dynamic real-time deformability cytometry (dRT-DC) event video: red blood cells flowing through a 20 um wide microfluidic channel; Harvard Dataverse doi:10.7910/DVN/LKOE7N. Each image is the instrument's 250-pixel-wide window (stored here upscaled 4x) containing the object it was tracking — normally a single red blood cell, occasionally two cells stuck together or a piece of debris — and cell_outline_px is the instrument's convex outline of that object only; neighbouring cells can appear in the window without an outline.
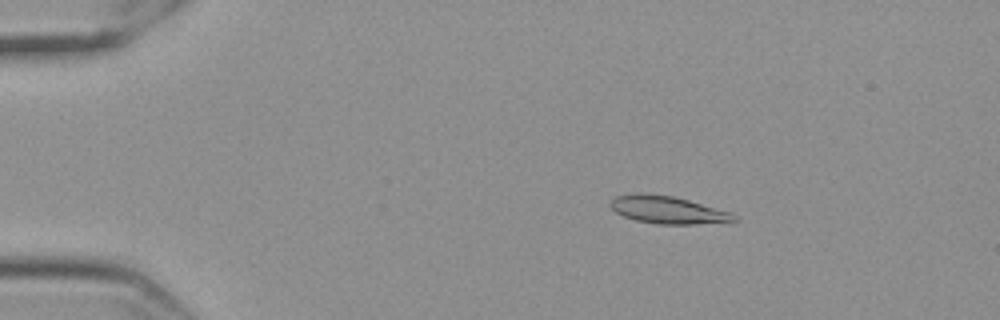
{"species": "Egyptian fruit bat (a non-hibernating species)", "species_latin": "Rousettus aegyptiacus", "temperature_condition": "cold", "stored_images_in_passage": 52, "camera_frame_rate_fps": 3000, "um_per_image_px": 0.085, "frame": {"image": 1, "passage_image": 4, "time_ms": 1.0, "image_size_px": [1000, 320], "cell_outline_px": [[740, 220], [732, 224], [656, 224], [636, 220], [624, 216], [616, 212], [608, 204], [616, 196], [636, 192], [640, 192], [672, 196], [688, 200], [732, 212]], "centroid_in_image_um": [56.87, 17.86], "position_along_channel_um": 28.1, "area_um2": 20.35}}
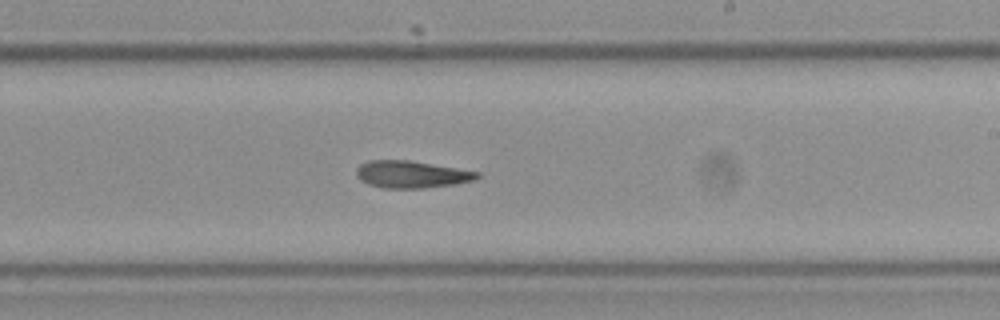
{"frame": {"image": 2, "passage_image": 29, "time_ms": 9.333, "image_size_px": [1000, 320], "cell_outline_px": [[480, 176], [476, 180], [456, 184], [424, 188], [384, 188], [368, 184], [360, 180], [356, 176], [356, 168], [360, 164], [368, 160], [408, 160], [480, 172]], "centroid_in_image_um": [34.96, 14.82], "position_along_channel_um": 254.0, "area_um2": 19.19}}
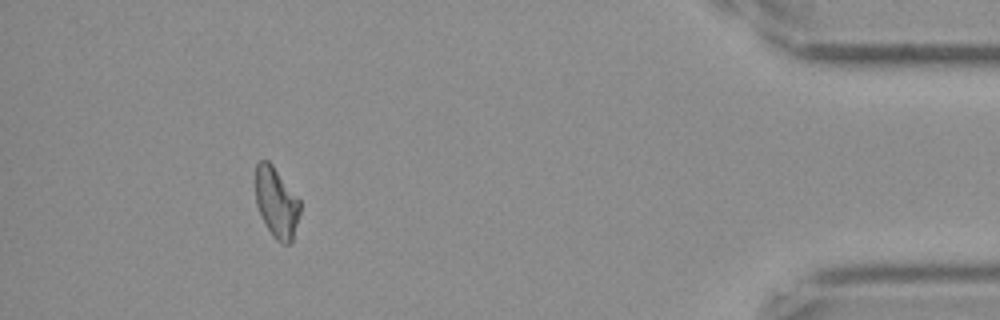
{"frame": {"image": 3, "passage_image": 47, "time_ms": 15.333, "image_size_px": [1000, 320], "cell_outline_px": [[300, 212], [292, 244], [280, 244], [272, 236], [256, 204], [256, 164], [260, 160], [268, 160], [272, 164], [300, 200]], "centroid_in_image_um": [23.52, 17.24], "position_along_channel_um": 411.7, "area_um2": 18.21}}